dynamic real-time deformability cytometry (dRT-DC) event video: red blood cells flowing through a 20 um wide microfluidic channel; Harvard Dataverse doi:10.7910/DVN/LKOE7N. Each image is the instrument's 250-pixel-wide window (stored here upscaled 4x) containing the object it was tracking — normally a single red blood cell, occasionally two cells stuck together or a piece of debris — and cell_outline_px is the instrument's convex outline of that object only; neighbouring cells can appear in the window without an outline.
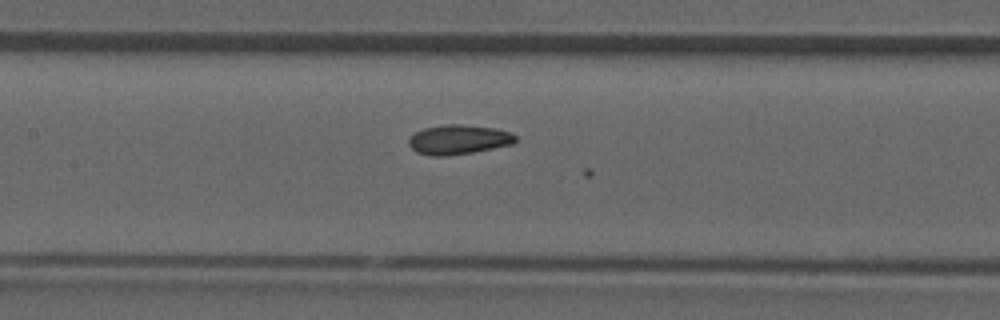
{"species": "common noctule bat (a hibernating species)", "species_latin": "Nyctalus noctula", "temperature_condition": "room temperature", "stored_images_in_passage": 30, "camera_frame_rate_fps": 3000, "um_per_image_px": 0.085, "animal": {"sex": "male", "forearm_length_mm": 52.5}, "frame": {"image": 1, "passage_image": 7, "time_ms": 2.0, "image_size_px": [1000, 320], "cell_outline_px": [[516, 140], [512, 144], [472, 152], [444, 156], [432, 156], [416, 152], [408, 144], [408, 140], [416, 132], [424, 128], [448, 124], [460, 124], [496, 128], [508, 132], [516, 136]], "centroid_in_image_um": [38.96, 11.86], "position_along_channel_um": 168.4, "area_um2": 18.15}}